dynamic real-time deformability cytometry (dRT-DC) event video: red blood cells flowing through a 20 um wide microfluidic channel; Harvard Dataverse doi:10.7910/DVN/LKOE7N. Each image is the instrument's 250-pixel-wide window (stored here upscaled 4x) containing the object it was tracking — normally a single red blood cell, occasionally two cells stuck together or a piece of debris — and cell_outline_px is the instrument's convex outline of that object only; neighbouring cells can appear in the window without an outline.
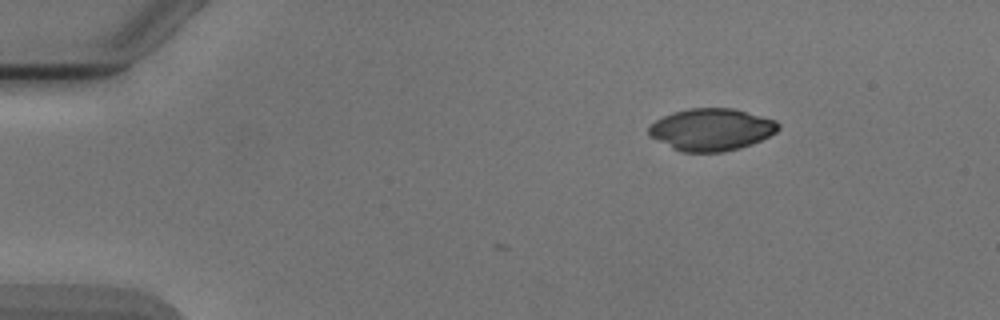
{"species": "Egyptian fruit bat (a non-hibernating species)", "species_latin": "Rousettus aegyptiacus", "temperature_condition": "cold", "stored_images_in_passage": 2, "camera_frame_rate_fps": 3000, "um_per_image_px": 0.085, "animal": {"sex": "male"}, "frame": {"image": 1, "passage_image": 2, "time_ms": 1.0, "image_size_px": [1000, 320], "cell_outline_px": [[780, 128], [776, 132], [752, 144], [740, 148], [724, 152], [680, 152], [672, 148], [652, 136], [648, 132], [648, 128], [656, 120], [672, 112], [688, 108], [732, 108], [776, 120], [780, 124]], "centroid_in_image_um": [60.49, 11.01], "position_along_channel_um": 24.5, "area_um2": 31.67}}